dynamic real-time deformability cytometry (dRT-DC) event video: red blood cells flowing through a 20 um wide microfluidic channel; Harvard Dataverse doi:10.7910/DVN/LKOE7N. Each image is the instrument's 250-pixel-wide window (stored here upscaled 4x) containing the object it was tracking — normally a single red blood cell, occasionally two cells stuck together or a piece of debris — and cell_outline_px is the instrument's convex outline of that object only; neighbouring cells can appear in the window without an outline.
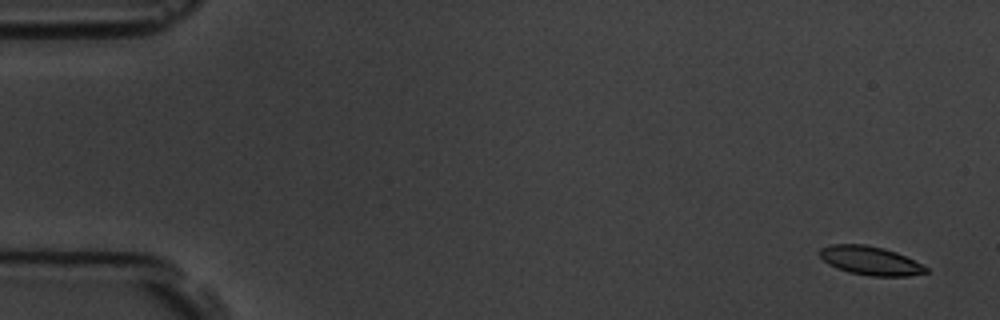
{"species": "common noctule bat (a hibernating species)", "species_latin": "Nyctalus noctula", "temperature_condition": "room temperature", "stored_images_in_passage": 5, "camera_frame_rate_fps": 3000, "um_per_image_px": 0.085, "animal": {"sex": "male", "body_mass_g": 19.5, "forearm_length_mm": 54.6}, "frame": {"image": 1, "passage_image": 1, "time_ms": 0.0, "image_size_px": [1000, 320], "cell_outline_px": [[928, 272], [908, 276], [872, 276], [848, 272], [836, 268], [828, 264], [820, 256], [820, 248], [832, 244], [864, 244], [884, 248], [896, 252], [928, 268]], "centroid_in_image_um": [73.95, 22.15], "position_along_channel_um": 11.1, "area_um2": 17.63}}
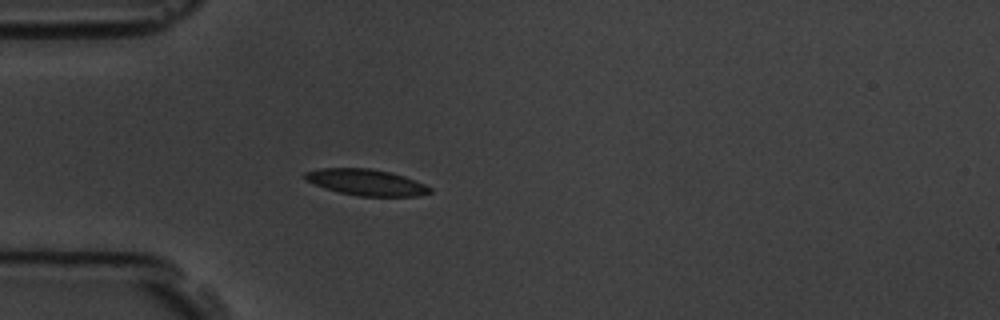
{"frame": {"image": 2, "passage_image": 5, "time_ms": 4.667, "image_size_px": [1000, 320], "cell_outline_px": [[432, 192], [420, 196], [360, 196], [340, 192], [304, 180], [304, 172], [320, 168], [368, 168], [392, 172], [404, 176], [424, 184], [432, 188]], "centroid_in_image_um": [31.16, 15.49], "position_along_channel_um": 53.8, "area_um2": 18.96}}